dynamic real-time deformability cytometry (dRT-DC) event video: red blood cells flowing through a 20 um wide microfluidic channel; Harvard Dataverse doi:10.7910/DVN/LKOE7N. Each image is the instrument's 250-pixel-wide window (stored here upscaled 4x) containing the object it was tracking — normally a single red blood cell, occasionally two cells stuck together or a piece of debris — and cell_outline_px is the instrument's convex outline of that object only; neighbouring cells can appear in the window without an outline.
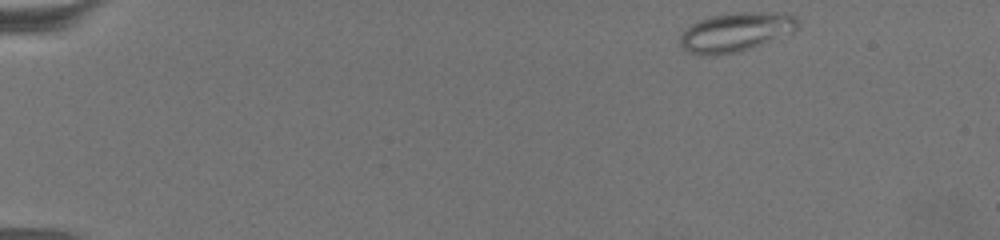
{"species": "common noctule bat (a hibernating species)", "species_latin": "Nyctalus noctula", "temperature_condition": "warm", "stored_images_in_passage": 51, "camera_frame_rate_fps": 3000, "um_per_image_px": 0.085, "animal": {"sex": "female", "body_mass_g": 19.5, "forearm_length_mm": 54.1}, "frame": {"image": 1, "passage_image": 1, "time_ms": 0.0, "image_size_px": [1000, 240], "cell_outline_px": [[796, 28], [792, 32], [752, 48], [740, 52], [700, 56], [688, 52], [680, 44], [680, 36], [692, 24], [700, 20], [712, 16], [736, 12], [772, 12], [796, 16]], "centroid_in_image_um": [62.51, 2.73], "position_along_channel_um": 22.5, "area_um2": 26.41}}
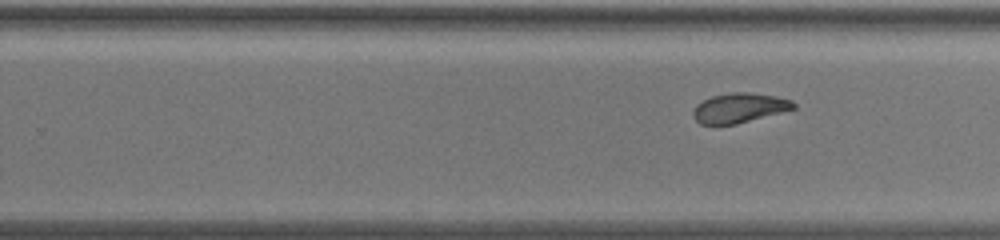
{"frame": {"image": 2, "passage_image": 27, "time_ms": 8.667, "image_size_px": [1000, 240], "cell_outline_px": [[796, 108], [736, 124], [700, 124], [692, 116], [692, 112], [696, 104], [712, 96], [732, 92], [748, 92], [776, 96], [792, 100], [796, 104]], "centroid_in_image_um": [62.83, 9.16], "position_along_channel_um": 267.0, "area_um2": 17.28}}
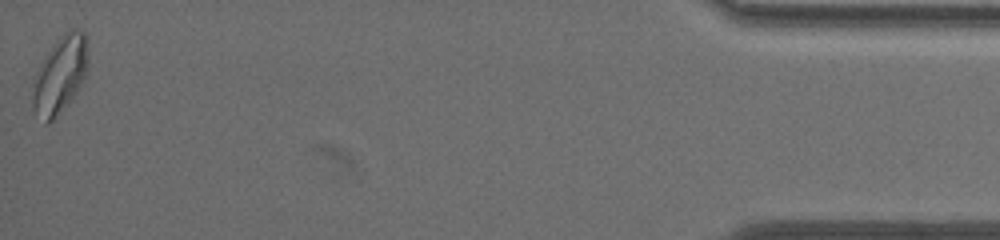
{"frame": {"image": 3, "passage_image": 51, "time_ms": 16.667, "image_size_px": [1000, 240], "cell_outline_px": [[88, 64], [84, 76], [76, 92], [52, 120], [48, 124], [44, 124], [32, 108], [32, 76], [48, 52], [64, 32], [72, 28], [76, 28], [84, 32], [88, 36]], "centroid_in_image_um": [5.09, 6.32], "position_along_channel_um": 430.1, "area_um2": 24.91}, "authors_computed_cell_mechanics": {"area_um2": 19.0162, "velocity_mm_per_s": 3.0806, "shape_relaxation_time_tau1_ms": null, "shape_relaxation_time_tau2_ms": 3.6413, "deformation_change_tau1": null, "deformation_change_tau2": 0.0899}}